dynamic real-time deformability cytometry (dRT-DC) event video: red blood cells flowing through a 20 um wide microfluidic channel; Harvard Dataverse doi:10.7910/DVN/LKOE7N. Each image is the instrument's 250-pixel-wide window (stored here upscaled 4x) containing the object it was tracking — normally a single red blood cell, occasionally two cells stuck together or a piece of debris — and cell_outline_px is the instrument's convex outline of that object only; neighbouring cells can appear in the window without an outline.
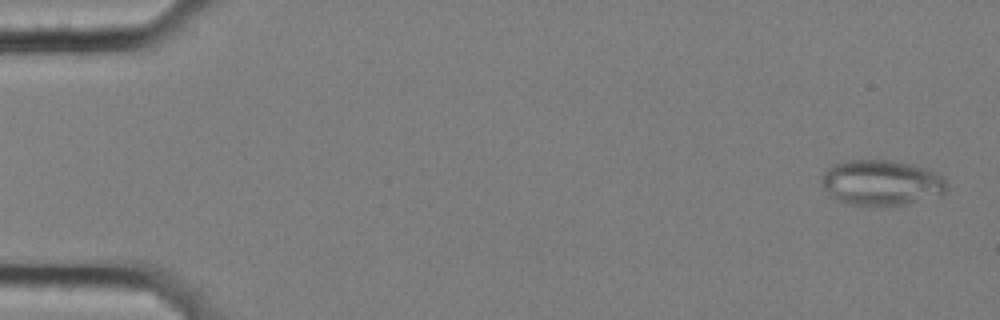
{"species": "common noctule bat (a hibernating species)", "species_latin": "Nyctalus noctula", "temperature_condition": "cold", "stored_images_in_passage": 58, "camera_frame_rate_fps": 3000, "um_per_image_px": 0.085, "animal": {"sex": "female", "body_mass_g": 25.1}, "frame": {"image": 1, "passage_image": 2, "time_ms": 0.333, "image_size_px": [1000, 320], "cell_outline_px": [[948, 184], [944, 192], [916, 200], [900, 204], [848, 204], [836, 200], [824, 188], [820, 180], [824, 172], [832, 164], [840, 160], [888, 160], [912, 164], [932, 172], [940, 176]], "centroid_in_image_um": [74.81, 15.49], "position_along_channel_um": 10.2, "area_um2": 32.25}}
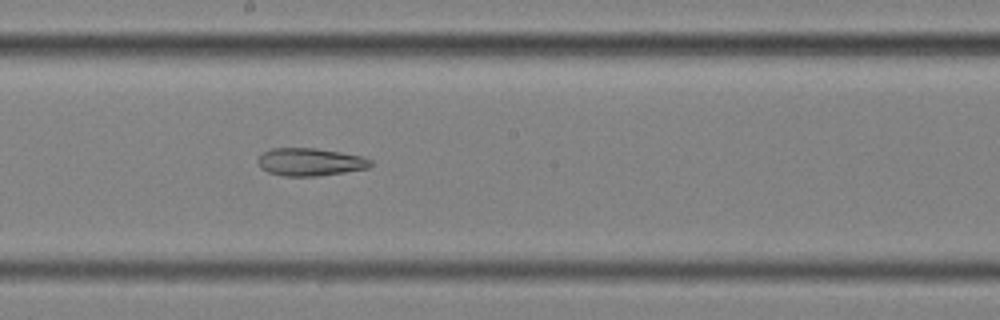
{"frame": {"image": 2, "passage_image": 32, "time_ms": 10.333, "image_size_px": [1000, 320], "cell_outline_px": [[372, 164], [368, 168], [344, 172], [316, 176], [280, 176], [268, 172], [260, 168], [256, 160], [264, 152], [272, 148], [316, 148], [340, 152], [360, 156], [372, 160]], "centroid_in_image_um": [26.32, 13.77], "position_along_channel_um": 221.9, "area_um2": 18.21}}
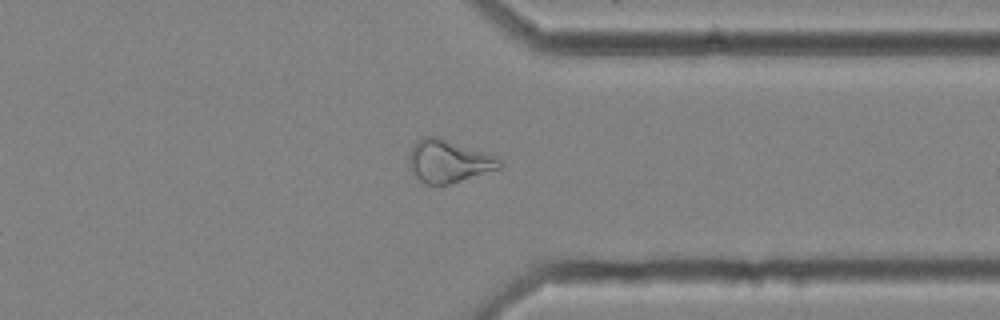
{"frame": {"image": 3, "passage_image": 45, "time_ms": 14.667, "image_size_px": [1000, 320], "cell_outline_px": [[504, 168], [448, 184], [424, 184], [412, 172], [408, 164], [408, 156], [412, 148], [424, 136], [440, 136], [496, 156], [504, 160]], "centroid_in_image_um": [38.19, 13.7], "position_along_channel_um": 373.2, "area_um2": 22.77}, "authors_computed_cell_mechanics": {"area_um2": 25.3742, "velocity_mm_per_s": 3.5201, "shape_relaxation_time_tau1_ms": null, "shape_relaxation_time_tau2_ms": 3.7498, "deformation_change_tau1": null, "deformation_change_tau2": 0.1212}}